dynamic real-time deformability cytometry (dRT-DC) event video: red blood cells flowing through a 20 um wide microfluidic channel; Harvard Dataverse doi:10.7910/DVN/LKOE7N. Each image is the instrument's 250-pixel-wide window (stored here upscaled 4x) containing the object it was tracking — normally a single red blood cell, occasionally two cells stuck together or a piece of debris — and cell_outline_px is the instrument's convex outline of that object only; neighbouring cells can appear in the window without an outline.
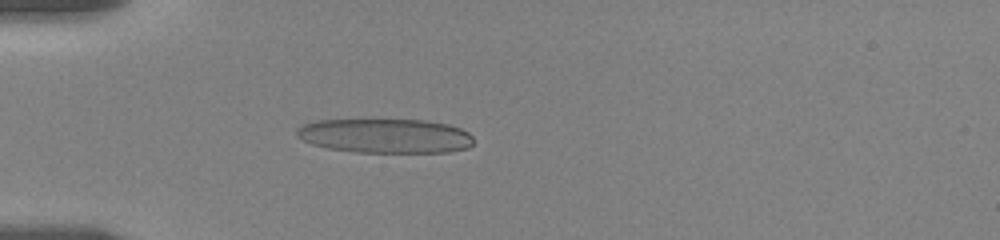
{"species": "human", "species_latin": "Homo sapiens", "temperature_condition": "room temperature", "stored_images_in_passage": 57, "camera_frame_rate_fps": 3000, "um_per_image_px": 0.085, "donor": {"sex": "female"}, "frame": {"image": 1, "passage_image": 17, "time_ms": 5.333, "image_size_px": [1000, 240], "cell_outline_px": [[472, 144], [468, 148], [448, 152], [356, 152], [328, 148], [312, 144], [296, 136], [296, 128], [304, 124], [316, 120], [428, 120], [448, 124], [460, 128], [468, 132], [472, 136]], "centroid_in_image_um": [32.75, 11.54], "position_along_channel_um": 52.2, "area_um2": 35.43}}
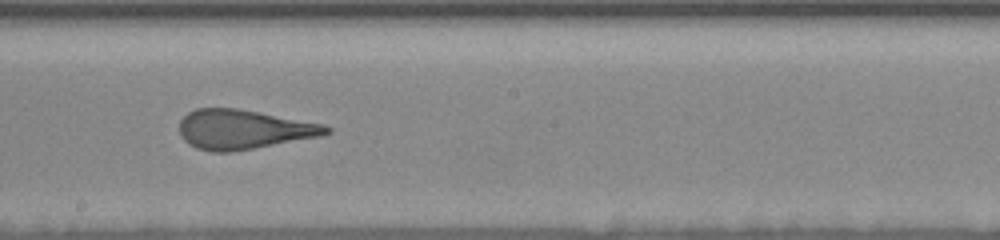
{"frame": {"image": 2, "passage_image": 33, "time_ms": 10.667, "image_size_px": [1000, 240], "cell_outline_px": [[332, 132], [320, 136], [232, 152], [212, 152], [196, 148], [188, 144], [180, 136], [180, 120], [188, 112], [196, 108], [236, 108], [260, 112], [324, 124], [332, 128]], "centroid_in_image_um": [20.68, 11.0], "position_along_channel_um": 227.5, "area_um2": 33.81}}
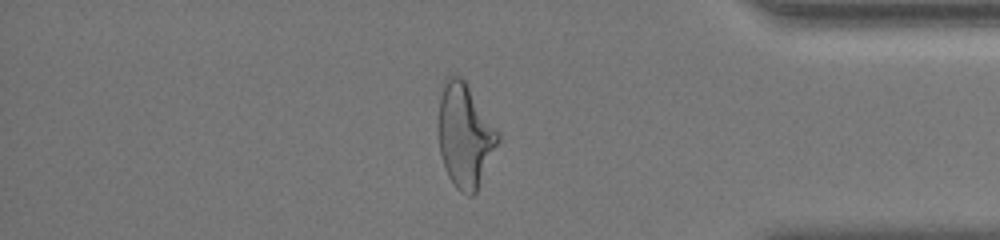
{"frame": {"image": 3, "passage_image": 49, "time_ms": 16.0, "image_size_px": [1000, 240], "cell_outline_px": [[500, 140], [476, 192], [472, 196], [468, 196], [460, 192], [456, 188], [448, 176], [440, 152], [440, 100], [444, 84], [448, 76], [452, 72], [460, 76], [464, 80], [500, 132]], "centroid_in_image_um": [39.55, 11.53], "position_along_channel_um": 395.6, "area_um2": 35.55}, "authors_computed_cell_mechanics": {"area_um2": 35.0846, "velocity_mm_per_s": 3.5424, "shape_relaxation_time_tau1_ms": 6.4826, "shape_relaxation_time_tau2_ms": 1.1005, "deformation_change_tau1": 0.2287, "deformation_change_tau2": 0.1157}}